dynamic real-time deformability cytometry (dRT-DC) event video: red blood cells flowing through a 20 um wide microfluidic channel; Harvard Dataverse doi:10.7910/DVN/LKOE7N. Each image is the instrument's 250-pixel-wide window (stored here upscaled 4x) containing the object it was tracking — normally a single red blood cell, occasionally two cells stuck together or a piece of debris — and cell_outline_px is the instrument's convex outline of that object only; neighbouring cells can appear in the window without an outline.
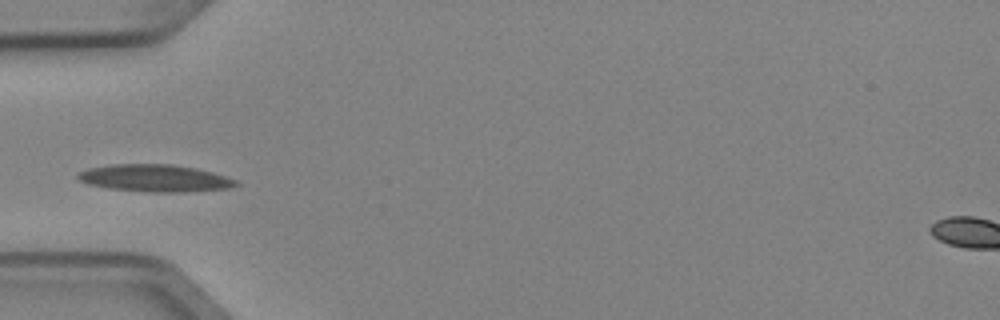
{"species": "Egyptian fruit bat (a non-hibernating species)", "species_latin": "Rousettus aegyptiacus", "temperature_condition": "cold", "stored_images_in_passage": 4, "camera_frame_rate_fps": 3000, "um_per_image_px": 0.085, "animal": {"sex": "female"}, "frame": {"image": 1, "passage_image": 3, "time_ms": 0.667, "image_size_px": [1000, 320], "cell_outline_px": [[240, 184], [232, 188], [184, 192], [148, 192], [108, 188], [88, 184], [80, 180], [76, 176], [80, 172], [88, 168], [112, 164], [172, 164], [196, 168], [212, 172], [236, 180]], "centroid_in_image_um": [13.19, 15.14], "position_along_channel_um": 71.8, "area_um2": 25.09}}
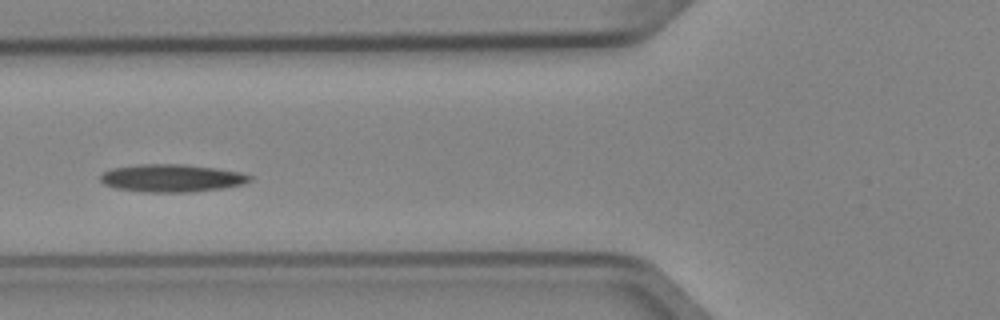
{"frame": {"image": 2, "passage_image": 4, "time_ms": 1.0, "image_size_px": [1000, 320], "cell_outline_px": [[252, 180], [244, 184], [224, 188], [192, 192], [144, 192], [116, 188], [104, 184], [100, 180], [100, 176], [104, 172], [112, 168], [140, 164], [184, 164], [216, 168], [240, 172], [252, 176]], "centroid_in_image_um": [14.62, 15.14], "position_along_channel_um": 111.2, "area_um2": 24.22}}